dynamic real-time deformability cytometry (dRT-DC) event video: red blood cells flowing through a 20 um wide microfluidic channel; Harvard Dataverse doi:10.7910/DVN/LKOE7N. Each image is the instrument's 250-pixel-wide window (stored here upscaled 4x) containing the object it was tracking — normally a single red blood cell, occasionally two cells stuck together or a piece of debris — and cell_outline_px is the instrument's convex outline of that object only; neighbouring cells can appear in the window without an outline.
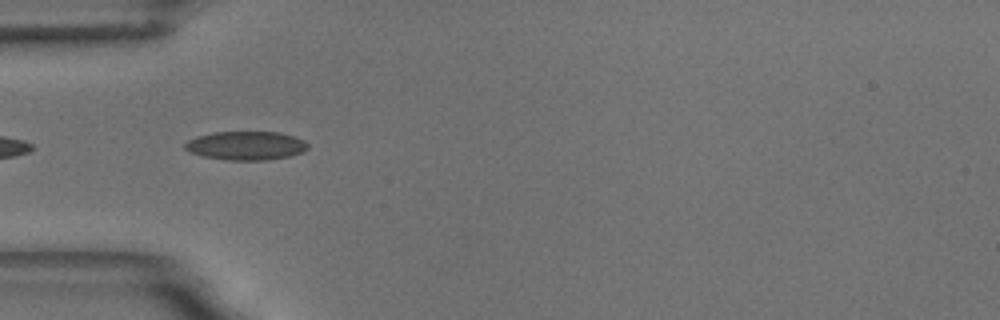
{"species": "common noctule bat (a hibernating species)", "species_latin": "Nyctalus noctula", "temperature_condition": "room temperature", "stored_images_in_passage": 7, "camera_frame_rate_fps": 3000, "um_per_image_px": 0.085, "animal": {"sex": "male", "body_mass_g": 18.8}, "frame": {"image": 1, "passage_image": 2, "time_ms": 0.333, "image_size_px": [1000, 320], "cell_outline_px": [[308, 148], [304, 152], [288, 156], [268, 160], [224, 160], [204, 156], [192, 152], [184, 148], [184, 144], [188, 140], [196, 136], [212, 132], [280, 132], [304, 140], [308, 144]], "centroid_in_image_um": [20.91, 12.37], "position_along_channel_um": 64.1, "area_um2": 20.58}}